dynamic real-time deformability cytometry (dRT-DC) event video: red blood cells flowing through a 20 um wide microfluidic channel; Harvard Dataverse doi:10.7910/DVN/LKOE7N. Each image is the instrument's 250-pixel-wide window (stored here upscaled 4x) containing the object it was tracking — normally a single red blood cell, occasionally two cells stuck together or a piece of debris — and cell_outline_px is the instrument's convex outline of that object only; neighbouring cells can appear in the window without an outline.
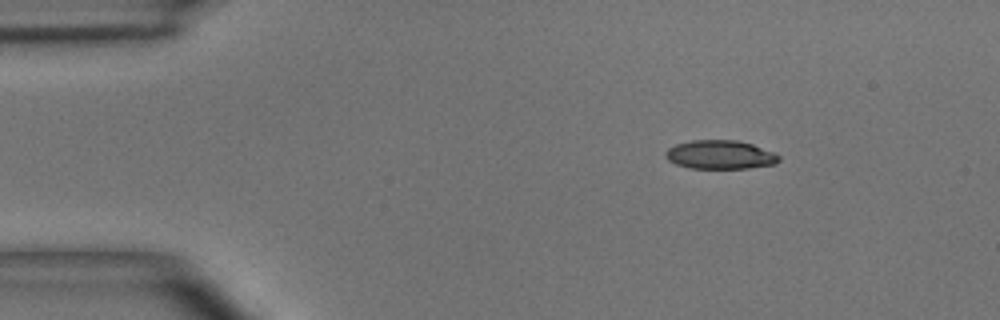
{"species": "common noctule bat (a hibernating species)", "species_latin": "Nyctalus noctula", "temperature_condition": "room temperature", "stored_images_in_passage": 3, "camera_frame_rate_fps": 3000, "um_per_image_px": 0.085, "animal": {"sex": "male", "body_mass_g": 15.6}, "frame": {"image": 1, "passage_image": 1, "time_ms": 0.0, "image_size_px": [1000, 320], "cell_outline_px": [[780, 160], [776, 164], [748, 168], [692, 168], [676, 164], [668, 160], [664, 156], [664, 152], [668, 148], [676, 144], [692, 140], [736, 140], [752, 144], [772, 152], [780, 156]], "centroid_in_image_um": [61.19, 13.15], "position_along_channel_um": 23.8, "area_um2": 18.96}}
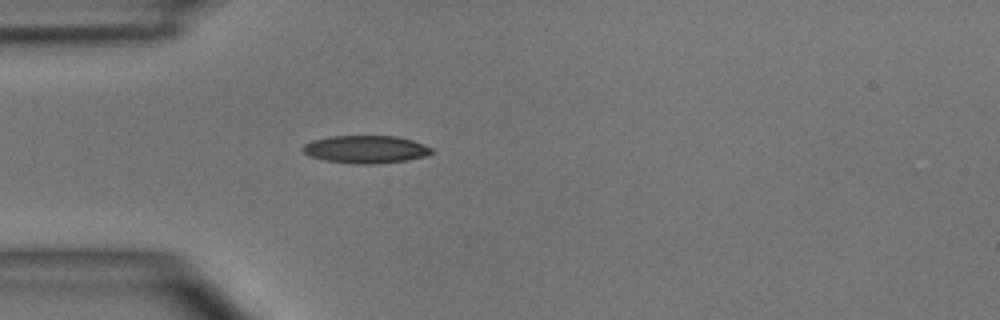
{"frame": {"image": 2, "passage_image": 3, "time_ms": 2.333, "image_size_px": [1000, 320], "cell_outline_px": [[432, 152], [428, 156], [380, 164], [356, 164], [324, 160], [312, 156], [304, 152], [300, 148], [304, 144], [312, 140], [328, 136], [396, 136], [412, 140], [432, 148]], "centroid_in_image_um": [31.07, 12.69], "position_along_channel_um": 53.9, "area_um2": 20.81}}